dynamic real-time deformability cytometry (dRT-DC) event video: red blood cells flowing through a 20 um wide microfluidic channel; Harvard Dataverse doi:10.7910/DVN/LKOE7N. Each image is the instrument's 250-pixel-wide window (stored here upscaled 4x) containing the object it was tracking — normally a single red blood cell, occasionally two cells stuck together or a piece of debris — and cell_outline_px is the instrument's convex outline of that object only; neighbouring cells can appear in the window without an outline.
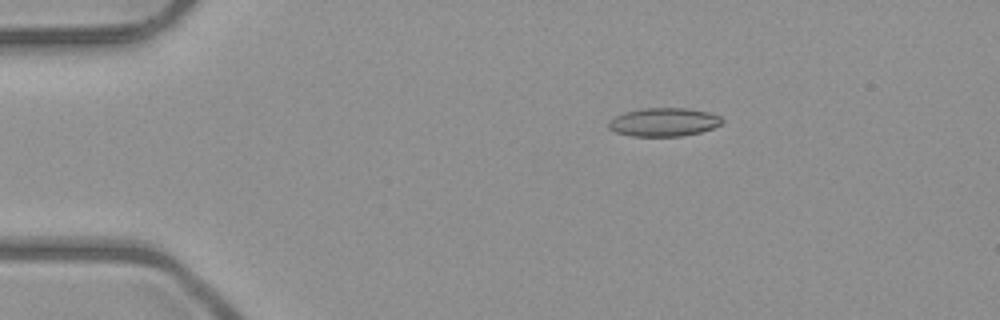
{"species": "common noctule bat (a hibernating species)", "species_latin": "Nyctalus noctula", "temperature_condition": "room temperature", "stored_images_in_passage": 8, "camera_frame_rate_fps": 3000, "um_per_image_px": 0.085, "animal": {"sex": "male", "body_mass_g": 23.1, "forearm_length_mm": 52.7}, "frame": {"image": 1, "passage_image": 3, "time_ms": 2.333, "image_size_px": [1000, 320], "cell_outline_px": [[724, 120], [720, 124], [712, 128], [700, 132], [680, 136], [632, 136], [616, 132], [608, 128], [608, 120], [624, 112], [644, 108], [688, 108], [708, 112], [720, 116]], "centroid_in_image_um": [56.4, 10.37], "position_along_channel_um": 28.6, "area_um2": 18.79}}
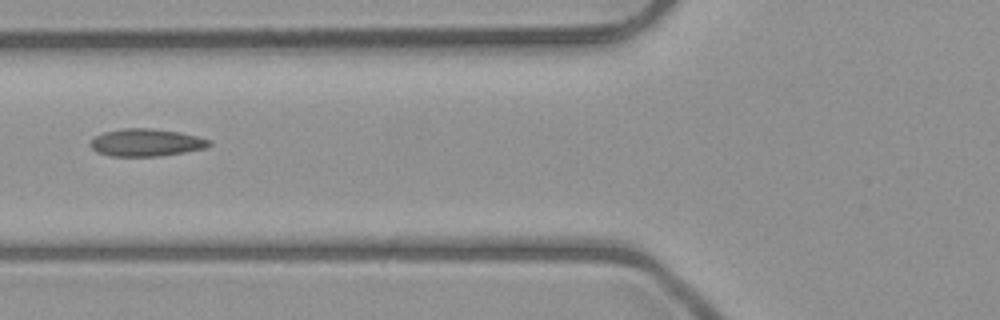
{"frame": {"image": 2, "passage_image": 6, "time_ms": 6.0, "image_size_px": [1000, 320], "cell_outline_px": [[212, 144], [204, 148], [184, 152], [160, 156], [112, 156], [96, 152], [92, 148], [92, 140], [96, 136], [104, 132], [124, 128], [148, 128], [180, 132], [212, 140]], "centroid_in_image_um": [12.45, 12.11], "position_along_channel_um": 113.3, "area_um2": 18.84}}
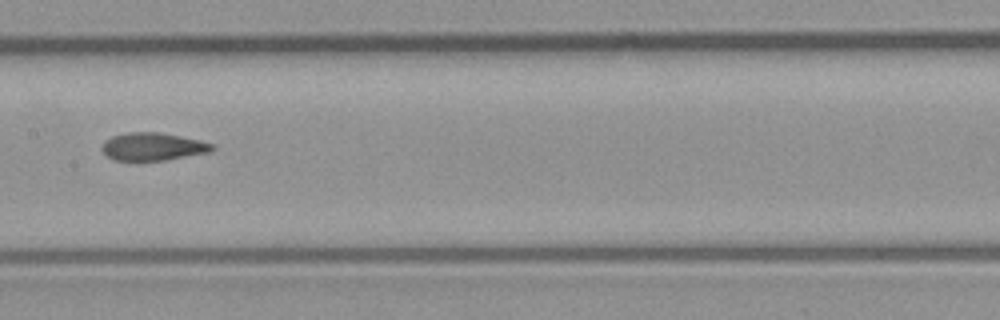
{"frame": {"image": 3, "passage_image": 8, "time_ms": 8.0, "image_size_px": [1000, 320], "cell_outline_px": [[216, 148], [208, 152], [164, 160], [112, 160], [100, 148], [104, 140], [112, 136], [128, 132], [160, 132], [200, 140], [216, 144]], "centroid_in_image_um": [12.99, 12.45], "position_along_channel_um": 194.4, "area_um2": 17.86}}